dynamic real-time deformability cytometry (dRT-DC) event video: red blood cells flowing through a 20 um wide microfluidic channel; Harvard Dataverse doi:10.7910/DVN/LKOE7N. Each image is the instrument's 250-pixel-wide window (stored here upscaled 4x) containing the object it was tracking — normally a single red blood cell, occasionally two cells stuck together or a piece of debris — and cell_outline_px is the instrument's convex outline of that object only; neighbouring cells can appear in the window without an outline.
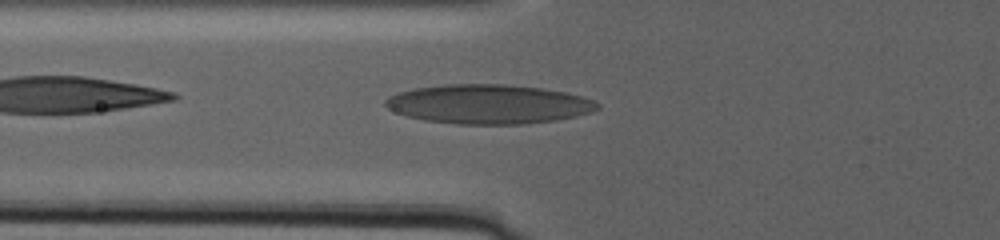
{"species": "human", "species_latin": "Homo sapiens", "temperature_condition": "warm", "stored_images_in_passage": 55, "camera_frame_rate_fps": 3000, "um_per_image_px": 0.085, "donor": {"sex": "male"}, "frame": {"image": 1, "passage_image": 16, "time_ms": 14.333, "image_size_px": [1000, 240], "cell_outline_px": [[600, 108], [592, 112], [576, 116], [556, 120], [524, 124], [456, 124], [424, 120], [408, 116], [396, 112], [388, 108], [384, 104], [384, 100], [388, 96], [396, 92], [412, 88], [444, 84], [504, 84], [540, 88], [564, 92], [580, 96], [592, 100], [600, 104]], "centroid_in_image_um": [41.49, 8.85], "position_along_channel_um": 84.3, "area_um2": 48.67}}
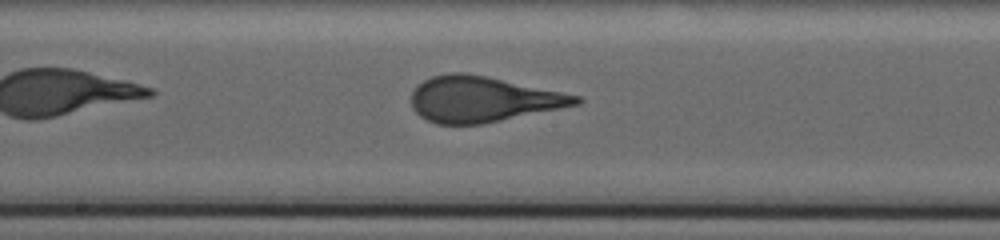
{"frame": {"image": 2, "passage_image": 29, "time_ms": 20.0, "image_size_px": [1000, 240], "cell_outline_px": [[584, 100], [580, 104], [484, 124], [436, 124], [420, 116], [412, 108], [412, 92], [424, 80], [432, 76], [452, 72], [464, 72], [488, 76], [580, 96]], "centroid_in_image_um": [41.04, 8.43], "position_along_channel_um": 207.2, "area_um2": 43.64}}
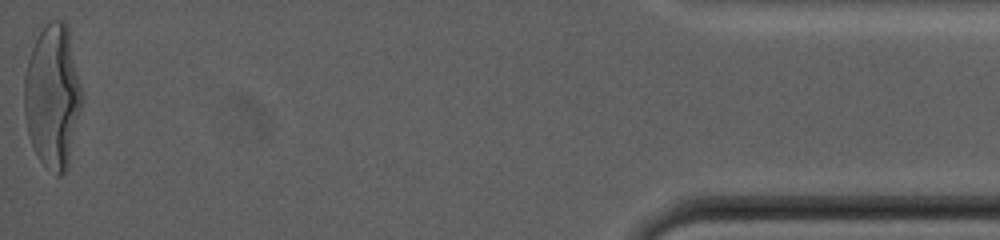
{"frame": {"image": 3, "passage_image": 55, "time_ms": 33.667, "image_size_px": [1000, 240], "cell_outline_px": [[84, 96], [68, 168], [60, 176], [56, 176], [40, 160], [28, 136], [24, 112], [24, 76], [28, 60], [32, 48], [40, 32], [52, 20], [60, 20], [68, 24]], "centroid_in_image_um": [4.5, 8.2], "position_along_channel_um": 430.7, "area_um2": 48.67}}